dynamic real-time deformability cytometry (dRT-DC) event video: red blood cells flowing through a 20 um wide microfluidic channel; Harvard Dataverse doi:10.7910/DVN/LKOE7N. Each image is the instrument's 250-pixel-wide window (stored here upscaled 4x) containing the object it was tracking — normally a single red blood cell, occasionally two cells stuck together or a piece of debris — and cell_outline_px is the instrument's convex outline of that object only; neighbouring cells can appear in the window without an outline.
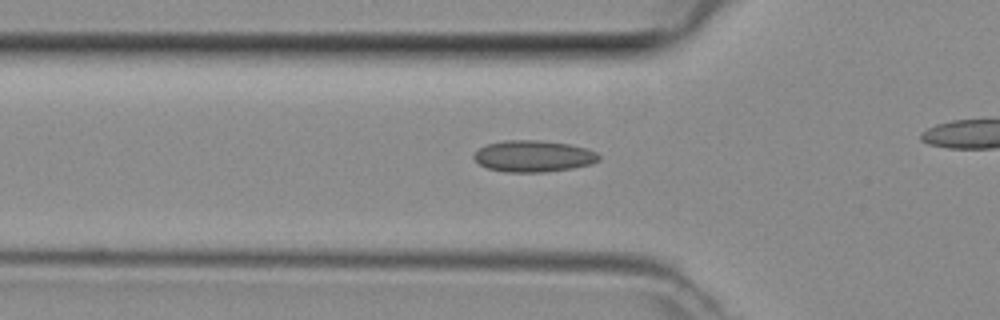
{"species": "common noctule bat (a hibernating species)", "species_latin": "Nyctalus noctula", "temperature_condition": "room temperature", "stored_images_in_passage": 37, "camera_frame_rate_fps": 3000, "um_per_image_px": 0.085, "animal": {"sex": "female", "body_mass_g": 29.2, "forearm_length_mm": 56.3}, "frame": {"image": 1, "passage_image": 15, "time_ms": 4.667, "image_size_px": [1000, 320], "cell_outline_px": [[600, 160], [592, 164], [572, 168], [548, 172], [504, 172], [488, 168], [480, 164], [472, 156], [480, 148], [488, 144], [504, 140], [540, 140], [568, 144], [584, 148], [596, 152], [600, 156]], "centroid_in_image_um": [45.35, 13.28], "position_along_channel_um": 80.4, "area_um2": 22.89}}
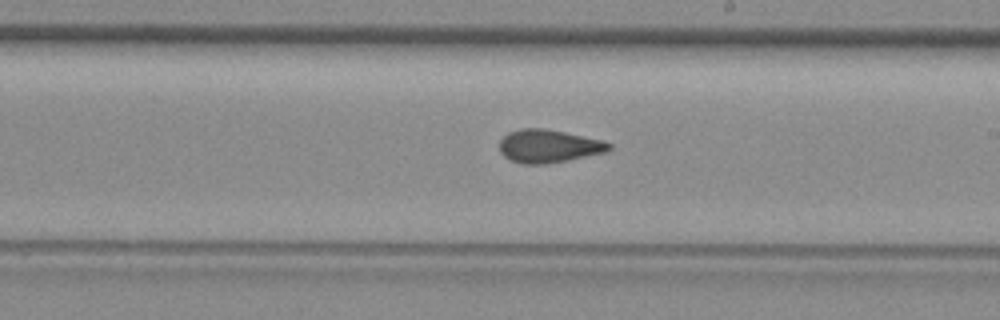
{"frame": {"image": 2, "passage_image": 26, "time_ms": 8.333, "image_size_px": [1000, 320], "cell_outline_px": [[612, 148], [608, 152], [568, 160], [544, 164], [524, 164], [512, 160], [504, 156], [500, 152], [500, 140], [508, 132], [520, 128], [544, 128], [604, 140], [612, 144]], "centroid_in_image_um": [46.66, 12.41], "position_along_channel_um": 242.3, "area_um2": 21.21}}
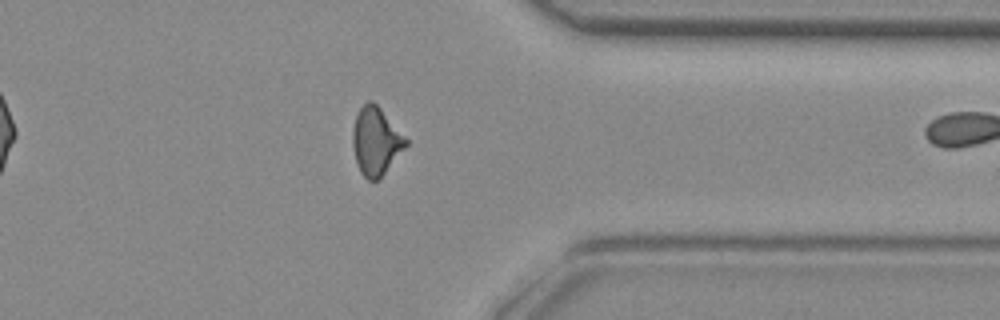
{"frame": {"image": 3, "passage_image": 36, "time_ms": 11.667, "image_size_px": [1000, 320], "cell_outline_px": [[408, 144], [384, 172], [376, 180], [368, 180], [360, 172], [356, 160], [352, 144], [352, 132], [356, 116], [360, 108], [368, 100], [372, 100], [380, 108], [408, 140]], "centroid_in_image_um": [31.93, 11.98], "position_along_channel_um": 379.5, "area_um2": 20.52}}